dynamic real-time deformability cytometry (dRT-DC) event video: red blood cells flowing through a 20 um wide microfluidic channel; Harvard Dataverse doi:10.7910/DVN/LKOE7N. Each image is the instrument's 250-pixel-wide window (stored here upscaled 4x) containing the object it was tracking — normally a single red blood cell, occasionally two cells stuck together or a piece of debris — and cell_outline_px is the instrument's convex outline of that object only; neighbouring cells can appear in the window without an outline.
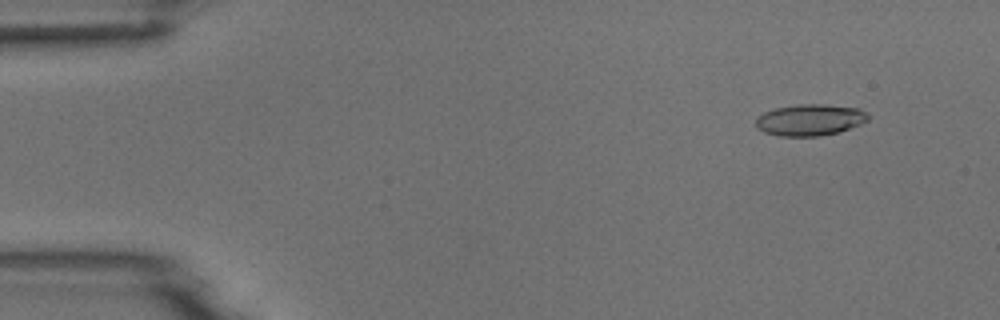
{"species": "common noctule bat (a hibernating species)", "species_latin": "Nyctalus noctula", "temperature_condition": "room temperature", "stored_images_in_passage": 5, "camera_frame_rate_fps": 3000, "um_per_image_px": 0.085, "animal": {"sex": "male", "body_mass_g": 18.8}, "frame": {"image": 1, "passage_image": 2, "time_ms": 1.0, "image_size_px": [1000, 320], "cell_outline_px": [[868, 120], [860, 124], [836, 132], [820, 136], [776, 136], [764, 132], [756, 128], [756, 116], [764, 112], [776, 108], [796, 104], [824, 104], [860, 108], [868, 112]], "centroid_in_image_um": [68.82, 10.18], "position_along_channel_um": 16.2, "area_um2": 20.69}}
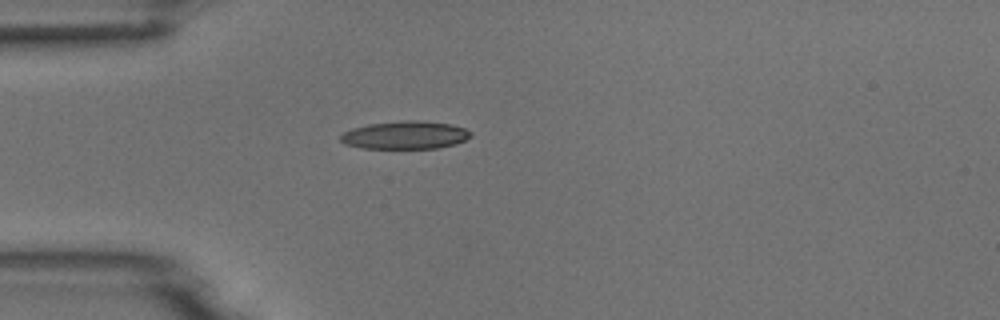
{"frame": {"image": 2, "passage_image": 4, "time_ms": 4.333, "image_size_px": [1000, 320], "cell_outline_px": [[472, 136], [456, 144], [436, 148], [360, 148], [344, 144], [340, 140], [340, 136], [344, 132], [352, 128], [368, 124], [404, 120], [416, 120], [452, 124], [464, 128], [472, 132]], "centroid_in_image_um": [34.44, 11.48], "position_along_channel_um": 50.6, "area_um2": 21.27}}